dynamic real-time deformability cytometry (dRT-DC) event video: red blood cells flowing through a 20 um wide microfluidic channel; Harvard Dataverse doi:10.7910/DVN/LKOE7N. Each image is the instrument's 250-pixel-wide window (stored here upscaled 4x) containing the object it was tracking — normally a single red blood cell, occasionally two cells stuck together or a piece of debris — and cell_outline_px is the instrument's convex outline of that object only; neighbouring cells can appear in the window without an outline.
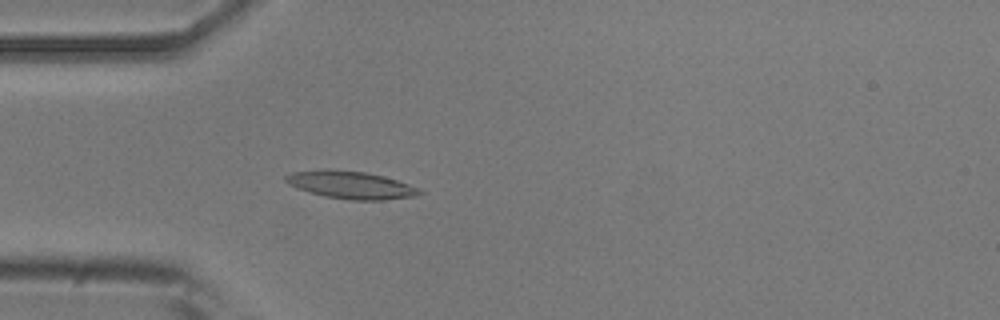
{"species": "common noctule bat (a hibernating species)", "species_latin": "Nyctalus noctula", "temperature_condition": "room temperature", "stored_images_in_passage": 38, "camera_frame_rate_fps": 3000, "um_per_image_px": 0.085, "animal": {"sex": "male", "body_mass_g": 20.5, "forearm_length_mm": 52.5}, "frame": {"image": 1, "passage_image": 12, "time_ms": 3.667, "image_size_px": [1000, 320], "cell_outline_px": [[424, 192], [416, 196], [384, 200], [352, 200], [324, 196], [296, 188], [288, 184], [284, 180], [284, 176], [292, 172], [328, 168], [364, 172], [384, 176], [408, 184]], "centroid_in_image_um": [29.77, 15.71], "position_along_channel_um": 55.2, "area_um2": 21.56}}
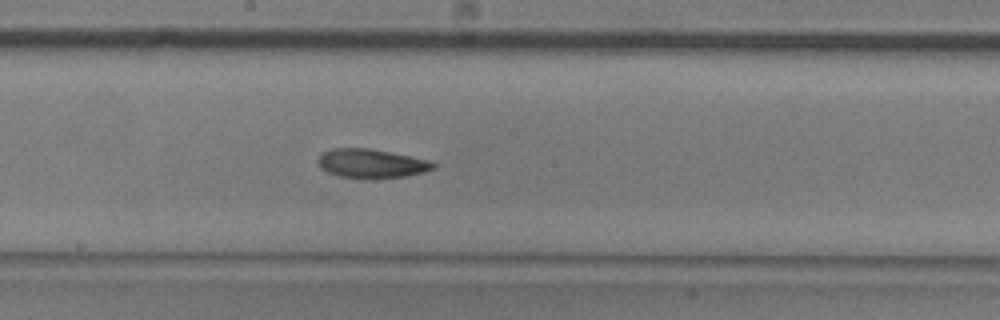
{"frame": {"image": 2, "passage_image": 25, "time_ms": 8.0, "image_size_px": [1000, 320], "cell_outline_px": [[436, 168], [424, 172], [404, 176], [340, 176], [328, 172], [320, 168], [320, 156], [324, 152], [332, 148], [368, 148], [432, 160], [436, 164]], "centroid_in_image_um": [31.63, 13.85], "position_along_channel_um": 216.6, "area_um2": 18.67}}
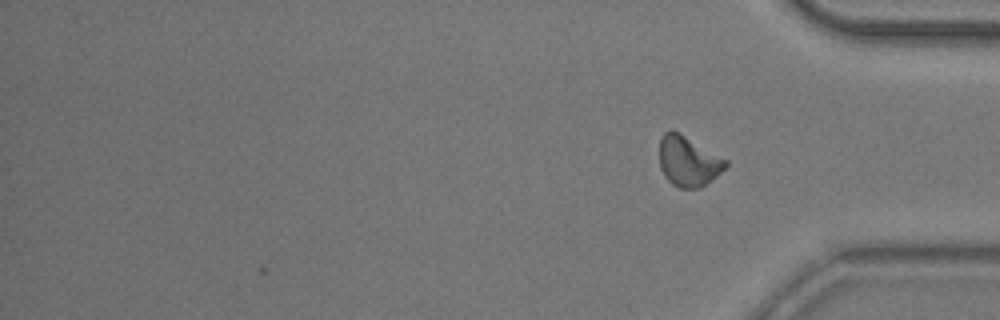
{"frame": {"image": 3, "passage_image": 38, "time_ms": 12.333, "image_size_px": [1000, 320], "cell_outline_px": [[728, 164], [712, 180], [700, 188], [680, 188], [672, 184], [664, 176], [660, 168], [660, 140], [664, 132], [672, 128], [680, 132], [728, 160]], "centroid_in_image_um": [58.49, 13.68], "position_along_channel_um": 376.7, "area_um2": 19.54}, "authors_computed_cell_mechanics": {"area_um2": 19.4208, "velocity_mm_per_s": 3.8269, "shape_relaxation_time_tau1_ms": 10.1689, "shape_relaxation_time_tau2_ms": 5.4289, "deformation_change_tau1": 0.2326, "deformation_change_tau2": 0.1224}}